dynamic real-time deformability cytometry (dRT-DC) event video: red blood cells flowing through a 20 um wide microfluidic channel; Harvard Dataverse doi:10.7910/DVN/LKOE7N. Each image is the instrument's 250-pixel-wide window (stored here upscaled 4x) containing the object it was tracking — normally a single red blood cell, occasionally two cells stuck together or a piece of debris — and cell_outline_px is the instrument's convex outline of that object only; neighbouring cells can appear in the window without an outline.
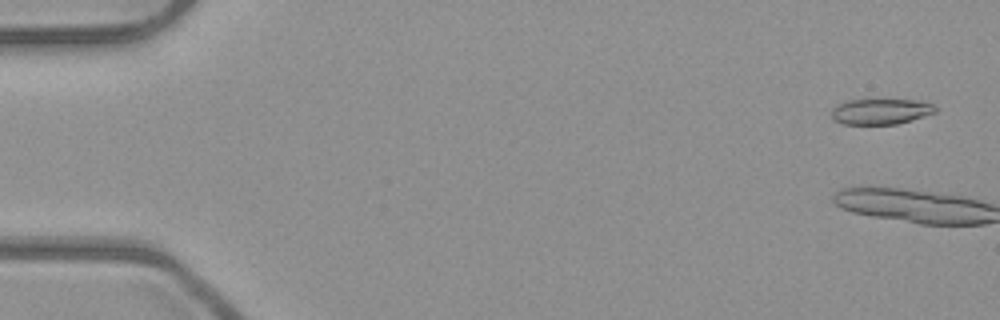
{"species": "common noctule bat (a hibernating species)", "species_latin": "Nyctalus noctula", "temperature_condition": "room temperature", "stored_images_in_passage": 4, "camera_frame_rate_fps": 3000, "um_per_image_px": 0.085, "animal": {"sex": "male", "body_mass_g": 23.1, "forearm_length_mm": 52.7}, "frame": {"image": 1, "passage_image": 3, "time_ms": 0.667, "image_size_px": [1000, 320], "cell_outline_px": [[936, 112], [912, 120], [896, 124], [844, 124], [836, 120], [832, 116], [832, 108], [836, 104], [848, 100], [868, 96], [916, 100], [932, 104], [936, 108]], "centroid_in_image_um": [74.84, 9.41], "position_along_channel_um": 10.2, "area_um2": 16.36}}